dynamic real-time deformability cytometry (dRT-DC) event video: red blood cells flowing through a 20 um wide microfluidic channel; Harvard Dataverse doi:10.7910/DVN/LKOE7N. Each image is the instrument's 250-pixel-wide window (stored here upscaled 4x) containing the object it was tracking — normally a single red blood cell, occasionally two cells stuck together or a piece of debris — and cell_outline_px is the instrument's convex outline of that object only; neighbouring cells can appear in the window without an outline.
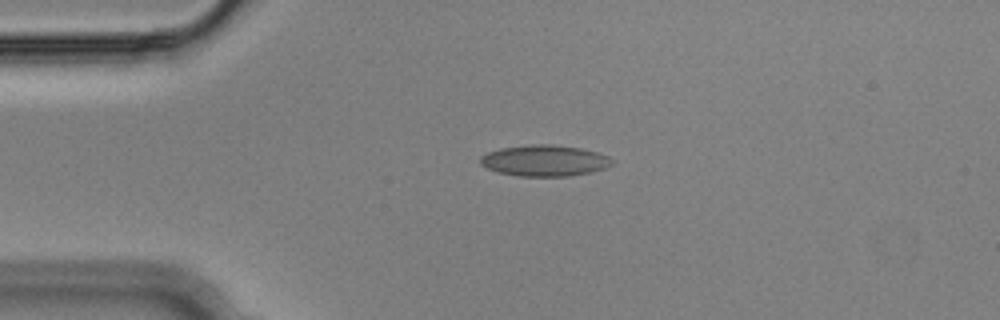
{"species": "Egyptian fruit bat (a non-hibernating species)", "species_latin": "Rousettus aegyptiacus", "temperature_condition": "cold", "stored_images_in_passage": 43, "camera_frame_rate_fps": 3000, "um_per_image_px": 0.085, "animal": {"sex": "male"}, "frame": {"image": 1, "passage_image": 1, "time_ms": 0.0, "image_size_px": [1000, 320], "cell_outline_px": [[612, 164], [604, 168], [588, 172], [568, 176], [520, 176], [500, 172], [488, 168], [480, 164], [480, 156], [488, 152], [500, 148], [532, 144], [552, 144], [580, 148], [596, 152], [608, 156], [612, 160]], "centroid_in_image_um": [46.26, 13.64], "position_along_channel_um": 38.7, "area_um2": 23.64}}
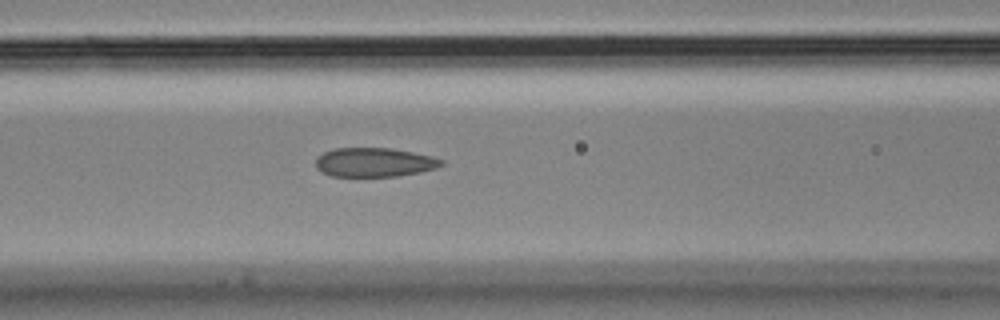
{"frame": {"image": 2, "passage_image": 11, "time_ms": 3.333, "image_size_px": [1000, 320], "cell_outline_px": [[444, 164], [436, 168], [420, 172], [396, 176], [332, 176], [316, 168], [316, 156], [324, 152], [336, 148], [392, 148], [432, 156], [444, 160]], "centroid_in_image_um": [31.83, 13.79], "position_along_channel_um": 134.8, "area_um2": 21.27}}
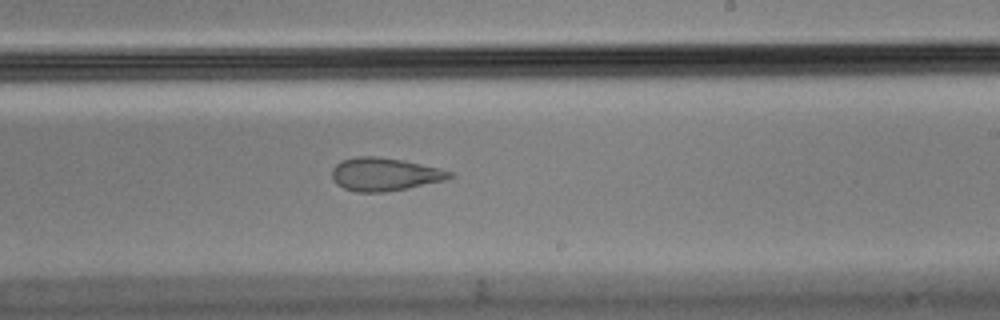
{"frame": {"image": 3, "passage_image": 21, "time_ms": 6.667, "image_size_px": [1000, 320], "cell_outline_px": [[452, 176], [444, 180], [408, 188], [384, 192], [356, 192], [344, 188], [336, 184], [332, 180], [332, 168], [340, 160], [356, 156], [376, 156], [404, 160], [440, 168], [452, 172]], "centroid_in_image_um": [32.64, 14.8], "position_along_channel_um": 256.4, "area_um2": 22.77}, "authors_computed_cell_mechanics": {"area_um2": 23.9292, "velocity_mm_per_s": 3.6474, "shape_relaxation_time_tau1_ms": null, "shape_relaxation_time_tau2_ms": 1.6542, "deformation_change_tau1": null, "deformation_change_tau2": 0.0887}}